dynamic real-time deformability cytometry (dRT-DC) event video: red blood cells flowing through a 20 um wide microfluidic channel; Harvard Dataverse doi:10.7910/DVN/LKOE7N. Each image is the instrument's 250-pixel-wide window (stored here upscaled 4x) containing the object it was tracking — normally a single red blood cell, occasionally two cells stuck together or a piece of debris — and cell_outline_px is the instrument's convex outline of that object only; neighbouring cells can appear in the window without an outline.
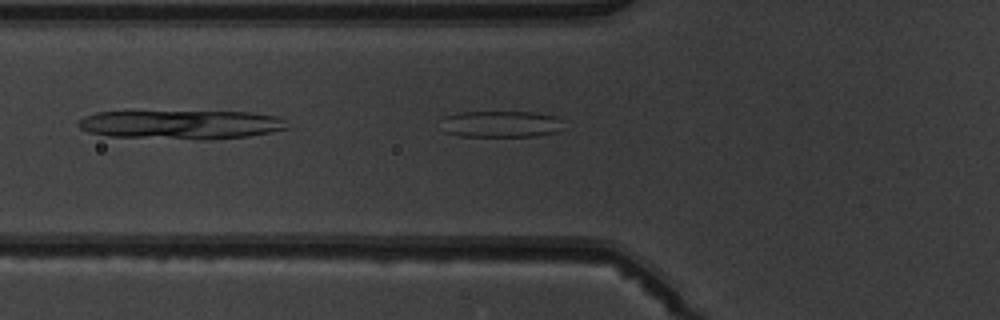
{"species": "common noctule bat (a hibernating species)", "species_latin": "Nyctalus noctula", "temperature_condition": "warm", "stored_images_in_passage": 3, "camera_frame_rate_fps": 3000, "um_per_image_px": 0.085, "animal": {"sex": "male", "body_mass_g": 19.5, "forearm_length_mm": 54.6}, "frame": {"image": 1, "passage_image": 3, "time_ms": 2.333, "image_size_px": [1000, 320], "cell_outline_px": [[560, 120], [556, 132], [536, 136], [460, 136], [444, 132], [444, 116], [460, 112], [536, 112], [552, 116]], "centroid_in_image_um": [42.51, 10.54], "position_along_channel_um": 83.3, "area_um2": 18.5}}